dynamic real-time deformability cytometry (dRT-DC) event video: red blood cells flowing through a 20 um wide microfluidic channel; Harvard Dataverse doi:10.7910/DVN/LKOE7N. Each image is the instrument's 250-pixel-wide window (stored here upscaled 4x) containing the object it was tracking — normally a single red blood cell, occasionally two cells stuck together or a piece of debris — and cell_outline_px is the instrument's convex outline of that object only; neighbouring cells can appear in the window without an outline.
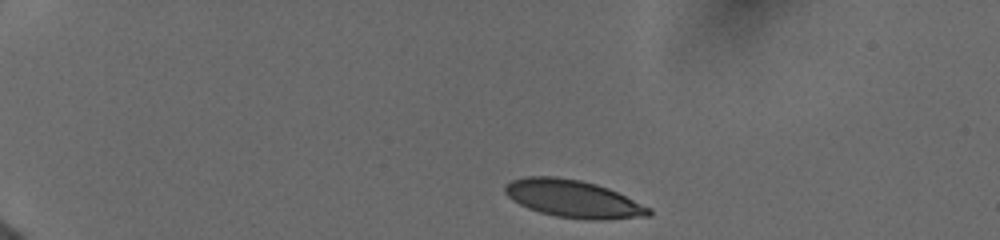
{"species": "human", "species_latin": "Homo sapiens", "temperature_condition": "cold", "stored_images_in_passage": 8, "camera_frame_rate_fps": 3000, "um_per_image_px": 0.085, "donor": {"sex": "female"}, "frame": {"image": 1, "passage_image": 1, "time_ms": 0.0, "image_size_px": [1000, 240], "cell_outline_px": [[652, 216], [604, 220], [588, 220], [556, 216], [540, 212], [528, 208], [512, 200], [504, 192], [504, 184], [512, 180], [524, 176], [556, 176], [580, 180], [596, 184], [608, 188], [652, 208]], "centroid_in_image_um": [48.73, 16.9], "position_along_channel_um": 36.3, "area_um2": 31.67}}
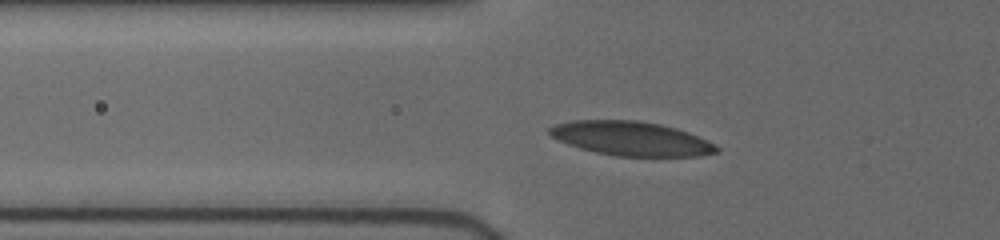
{"frame": {"image": 2, "passage_image": 7, "time_ms": 3.0, "image_size_px": [1000, 240], "cell_outline_px": [[720, 152], [700, 156], [616, 156], [596, 152], [580, 148], [568, 144], [552, 136], [548, 132], [548, 128], [556, 124], [572, 120], [636, 120], [660, 124], [676, 128], [688, 132], [708, 140], [716, 144], [720, 148]], "centroid_in_image_um": [53.69, 11.78], "position_along_channel_um": 72.1, "area_um2": 33.29}}